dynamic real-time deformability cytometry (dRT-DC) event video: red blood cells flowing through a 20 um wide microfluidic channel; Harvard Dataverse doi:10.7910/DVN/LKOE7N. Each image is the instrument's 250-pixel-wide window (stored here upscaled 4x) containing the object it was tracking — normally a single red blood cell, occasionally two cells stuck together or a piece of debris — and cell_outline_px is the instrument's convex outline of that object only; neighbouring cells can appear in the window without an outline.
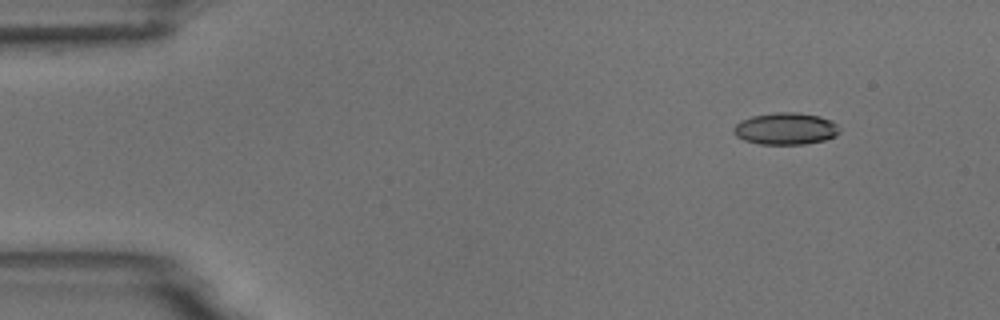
{"species": "common noctule bat (a hibernating species)", "species_latin": "Nyctalus noctula", "temperature_condition": "room temperature", "stored_images_in_passage": 6, "segment_of_instrument_passage": [2, 2], "camera_frame_rate_fps": 3000, "um_per_image_px": 0.085, "animal": {"sex": "male", "body_mass_g": 18.8}, "frame": {"image": 1, "passage_image": 6, "time_ms": 6.667, "image_size_px": [1000, 320], "cell_outline_px": [[840, 132], [836, 136], [824, 140], [804, 144], [760, 144], [744, 140], [736, 136], [732, 132], [732, 128], [740, 120], [752, 116], [776, 112], [796, 112], [820, 116], [832, 120], [840, 128]], "centroid_in_image_um": [66.78, 10.93], "position_along_channel_um": 18.2, "area_um2": 19.88}}